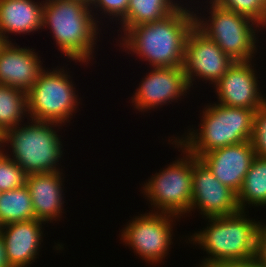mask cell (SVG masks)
I'll return each instance as SVG.
<instances>
[{"instance_id":"6da1fadb","label":"cell","mask_w":266,"mask_h":267,"mask_svg":"<svg viewBox=\"0 0 266 267\" xmlns=\"http://www.w3.org/2000/svg\"><path fill=\"white\" fill-rule=\"evenodd\" d=\"M184 3L161 20L130 27L116 46L146 61L149 68L182 67L186 39L195 26L192 3Z\"/></svg>"},{"instance_id":"7a4b0ae2","label":"cell","mask_w":266,"mask_h":267,"mask_svg":"<svg viewBox=\"0 0 266 267\" xmlns=\"http://www.w3.org/2000/svg\"><path fill=\"white\" fill-rule=\"evenodd\" d=\"M102 27L84 0H45L42 30H50L57 49L74 63L89 66Z\"/></svg>"},{"instance_id":"3957f363","label":"cell","mask_w":266,"mask_h":267,"mask_svg":"<svg viewBox=\"0 0 266 267\" xmlns=\"http://www.w3.org/2000/svg\"><path fill=\"white\" fill-rule=\"evenodd\" d=\"M248 213L249 210H240L232 215L203 218L208 220L206 228L185 235L186 240L188 238L186 243H193L206 251L208 257L202 258L201 264L255 258L259 220L249 218Z\"/></svg>"},{"instance_id":"277c9868","label":"cell","mask_w":266,"mask_h":267,"mask_svg":"<svg viewBox=\"0 0 266 267\" xmlns=\"http://www.w3.org/2000/svg\"><path fill=\"white\" fill-rule=\"evenodd\" d=\"M201 111L198 128L188 126V132L174 136L195 157L251 140L256 110L228 107L213 102L204 105Z\"/></svg>"},{"instance_id":"5b68a950","label":"cell","mask_w":266,"mask_h":267,"mask_svg":"<svg viewBox=\"0 0 266 267\" xmlns=\"http://www.w3.org/2000/svg\"><path fill=\"white\" fill-rule=\"evenodd\" d=\"M26 123H21L3 134V151L27 175L63 171L59 166L61 160H64L62 157L65 150L61 135L58 134L63 125L32 119Z\"/></svg>"},{"instance_id":"8992f818","label":"cell","mask_w":266,"mask_h":267,"mask_svg":"<svg viewBox=\"0 0 266 267\" xmlns=\"http://www.w3.org/2000/svg\"><path fill=\"white\" fill-rule=\"evenodd\" d=\"M205 3L208 4L207 7L204 5L207 17L193 6L195 26L233 61H254L260 53L258 34L263 33V28L253 19L222 8L212 0Z\"/></svg>"},{"instance_id":"52a82bcc","label":"cell","mask_w":266,"mask_h":267,"mask_svg":"<svg viewBox=\"0 0 266 267\" xmlns=\"http://www.w3.org/2000/svg\"><path fill=\"white\" fill-rule=\"evenodd\" d=\"M171 138V140L169 139ZM168 144L182 152L172 163L165 165L141 184L151 212L168 213L183 218L188 216L192 198V159L195 157L174 137ZM170 142V143H169ZM175 145V146H174ZM180 148V149H179Z\"/></svg>"},{"instance_id":"ba28073f","label":"cell","mask_w":266,"mask_h":267,"mask_svg":"<svg viewBox=\"0 0 266 267\" xmlns=\"http://www.w3.org/2000/svg\"><path fill=\"white\" fill-rule=\"evenodd\" d=\"M65 67L44 69L26 93L29 119L65 126L80 110L78 105L82 98L77 94L73 76Z\"/></svg>"},{"instance_id":"9c48e42d","label":"cell","mask_w":266,"mask_h":267,"mask_svg":"<svg viewBox=\"0 0 266 267\" xmlns=\"http://www.w3.org/2000/svg\"><path fill=\"white\" fill-rule=\"evenodd\" d=\"M180 219L173 214L148 211L126 222L119 237L123 245L131 247L148 265L164 264L175 237L173 226Z\"/></svg>"},{"instance_id":"30bf717a","label":"cell","mask_w":266,"mask_h":267,"mask_svg":"<svg viewBox=\"0 0 266 267\" xmlns=\"http://www.w3.org/2000/svg\"><path fill=\"white\" fill-rule=\"evenodd\" d=\"M226 53L196 26L186 39L182 69L190 88H194L195 80L214 84L227 72L234 63Z\"/></svg>"},{"instance_id":"8fae6325","label":"cell","mask_w":266,"mask_h":267,"mask_svg":"<svg viewBox=\"0 0 266 267\" xmlns=\"http://www.w3.org/2000/svg\"><path fill=\"white\" fill-rule=\"evenodd\" d=\"M191 91L182 67H150L132 95L133 110L148 112L186 98ZM187 93V94H186ZM183 96V97H182ZM180 99V100H179ZM168 103V104H167Z\"/></svg>"},{"instance_id":"7c38bea8","label":"cell","mask_w":266,"mask_h":267,"mask_svg":"<svg viewBox=\"0 0 266 267\" xmlns=\"http://www.w3.org/2000/svg\"><path fill=\"white\" fill-rule=\"evenodd\" d=\"M196 209L202 218L227 216L240 211L237 194L223 185L199 158L194 157L189 217Z\"/></svg>"},{"instance_id":"4fadbf2b","label":"cell","mask_w":266,"mask_h":267,"mask_svg":"<svg viewBox=\"0 0 266 267\" xmlns=\"http://www.w3.org/2000/svg\"><path fill=\"white\" fill-rule=\"evenodd\" d=\"M253 63V64H252ZM256 65L250 61H235L214 84L216 103L237 108L257 110L266 104ZM262 92V93H261Z\"/></svg>"},{"instance_id":"5bb4252c","label":"cell","mask_w":266,"mask_h":267,"mask_svg":"<svg viewBox=\"0 0 266 267\" xmlns=\"http://www.w3.org/2000/svg\"><path fill=\"white\" fill-rule=\"evenodd\" d=\"M254 157L252 142L248 140L212 150L199 159L223 185L237 194Z\"/></svg>"},{"instance_id":"9a60e30c","label":"cell","mask_w":266,"mask_h":267,"mask_svg":"<svg viewBox=\"0 0 266 267\" xmlns=\"http://www.w3.org/2000/svg\"><path fill=\"white\" fill-rule=\"evenodd\" d=\"M36 49L7 42L0 51V84L28 92L46 68Z\"/></svg>"},{"instance_id":"2e32d148","label":"cell","mask_w":266,"mask_h":267,"mask_svg":"<svg viewBox=\"0 0 266 267\" xmlns=\"http://www.w3.org/2000/svg\"><path fill=\"white\" fill-rule=\"evenodd\" d=\"M45 225V222L33 219L0 227L10 267H30L37 258L39 259Z\"/></svg>"},{"instance_id":"e0dca14e","label":"cell","mask_w":266,"mask_h":267,"mask_svg":"<svg viewBox=\"0 0 266 267\" xmlns=\"http://www.w3.org/2000/svg\"><path fill=\"white\" fill-rule=\"evenodd\" d=\"M63 171L29 174L27 186L35 219L45 223L60 222L64 212V177Z\"/></svg>"},{"instance_id":"ac0fdd59","label":"cell","mask_w":266,"mask_h":267,"mask_svg":"<svg viewBox=\"0 0 266 267\" xmlns=\"http://www.w3.org/2000/svg\"><path fill=\"white\" fill-rule=\"evenodd\" d=\"M38 1L0 0V33L7 42L14 40L12 34L26 36L42 29L44 0Z\"/></svg>"},{"instance_id":"d6986e66","label":"cell","mask_w":266,"mask_h":267,"mask_svg":"<svg viewBox=\"0 0 266 267\" xmlns=\"http://www.w3.org/2000/svg\"><path fill=\"white\" fill-rule=\"evenodd\" d=\"M183 0H129L126 17L119 23L120 36L130 27L161 20L173 13Z\"/></svg>"},{"instance_id":"ffe728a7","label":"cell","mask_w":266,"mask_h":267,"mask_svg":"<svg viewBox=\"0 0 266 267\" xmlns=\"http://www.w3.org/2000/svg\"><path fill=\"white\" fill-rule=\"evenodd\" d=\"M237 203L241 211L247 208L266 206V158L255 156L237 193ZM248 206V207H247ZM255 206V207H254Z\"/></svg>"},{"instance_id":"44dd1931","label":"cell","mask_w":266,"mask_h":267,"mask_svg":"<svg viewBox=\"0 0 266 267\" xmlns=\"http://www.w3.org/2000/svg\"><path fill=\"white\" fill-rule=\"evenodd\" d=\"M29 120L27 94L21 89L0 84V133Z\"/></svg>"},{"instance_id":"7402d4cb","label":"cell","mask_w":266,"mask_h":267,"mask_svg":"<svg viewBox=\"0 0 266 267\" xmlns=\"http://www.w3.org/2000/svg\"><path fill=\"white\" fill-rule=\"evenodd\" d=\"M35 219L32 200L26 185L0 192V227L13 222Z\"/></svg>"},{"instance_id":"603a6c76","label":"cell","mask_w":266,"mask_h":267,"mask_svg":"<svg viewBox=\"0 0 266 267\" xmlns=\"http://www.w3.org/2000/svg\"><path fill=\"white\" fill-rule=\"evenodd\" d=\"M222 8L244 15L257 22L263 29L266 25V0H212Z\"/></svg>"},{"instance_id":"cb8c5ba5","label":"cell","mask_w":266,"mask_h":267,"mask_svg":"<svg viewBox=\"0 0 266 267\" xmlns=\"http://www.w3.org/2000/svg\"><path fill=\"white\" fill-rule=\"evenodd\" d=\"M26 172L3 150L0 152V192H6L26 183Z\"/></svg>"},{"instance_id":"d4e9b609","label":"cell","mask_w":266,"mask_h":267,"mask_svg":"<svg viewBox=\"0 0 266 267\" xmlns=\"http://www.w3.org/2000/svg\"><path fill=\"white\" fill-rule=\"evenodd\" d=\"M129 0H90V10L98 24L103 18H109L111 22L119 24L125 17L128 10ZM95 9V10H94ZM95 11V12H94ZM98 12V13H97ZM100 13V14H99ZM103 15V17H99ZM101 19V20H100ZM100 20V21H98Z\"/></svg>"},{"instance_id":"484cf974","label":"cell","mask_w":266,"mask_h":267,"mask_svg":"<svg viewBox=\"0 0 266 267\" xmlns=\"http://www.w3.org/2000/svg\"><path fill=\"white\" fill-rule=\"evenodd\" d=\"M255 156L266 158V104L254 113L251 140Z\"/></svg>"},{"instance_id":"4316f807","label":"cell","mask_w":266,"mask_h":267,"mask_svg":"<svg viewBox=\"0 0 266 267\" xmlns=\"http://www.w3.org/2000/svg\"><path fill=\"white\" fill-rule=\"evenodd\" d=\"M255 258L266 266V222L259 221Z\"/></svg>"},{"instance_id":"83f0119b","label":"cell","mask_w":266,"mask_h":267,"mask_svg":"<svg viewBox=\"0 0 266 267\" xmlns=\"http://www.w3.org/2000/svg\"><path fill=\"white\" fill-rule=\"evenodd\" d=\"M195 267H245V261H230V262H207Z\"/></svg>"},{"instance_id":"f1b7e54d","label":"cell","mask_w":266,"mask_h":267,"mask_svg":"<svg viewBox=\"0 0 266 267\" xmlns=\"http://www.w3.org/2000/svg\"><path fill=\"white\" fill-rule=\"evenodd\" d=\"M0 267H10L6 259L5 244L1 233H0Z\"/></svg>"},{"instance_id":"f546056e","label":"cell","mask_w":266,"mask_h":267,"mask_svg":"<svg viewBox=\"0 0 266 267\" xmlns=\"http://www.w3.org/2000/svg\"><path fill=\"white\" fill-rule=\"evenodd\" d=\"M245 267H266V266L261 264L256 258H253L245 261Z\"/></svg>"},{"instance_id":"4dcf8cb0","label":"cell","mask_w":266,"mask_h":267,"mask_svg":"<svg viewBox=\"0 0 266 267\" xmlns=\"http://www.w3.org/2000/svg\"><path fill=\"white\" fill-rule=\"evenodd\" d=\"M7 43V41L5 40V38L2 36V34L0 33V51L3 48V46Z\"/></svg>"},{"instance_id":"1f68e13d","label":"cell","mask_w":266,"mask_h":267,"mask_svg":"<svg viewBox=\"0 0 266 267\" xmlns=\"http://www.w3.org/2000/svg\"><path fill=\"white\" fill-rule=\"evenodd\" d=\"M2 141H3V135L0 133V152L3 150Z\"/></svg>"}]
</instances>
